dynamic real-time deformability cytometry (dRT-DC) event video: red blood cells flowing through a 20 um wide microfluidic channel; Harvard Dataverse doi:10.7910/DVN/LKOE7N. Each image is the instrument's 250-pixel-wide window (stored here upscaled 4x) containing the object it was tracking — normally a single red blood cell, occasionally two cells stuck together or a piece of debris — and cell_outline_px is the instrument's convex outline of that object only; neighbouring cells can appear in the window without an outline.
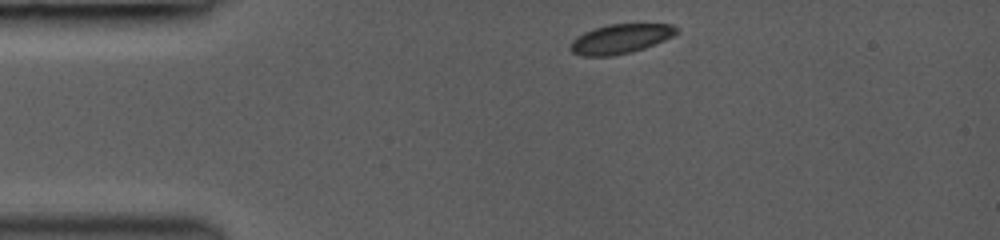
{"species": "common noctule bat (a hibernating species)", "species_latin": "Nyctalus noctula", "temperature_condition": "room temperature", "stored_images_in_passage": 13, "camera_frame_rate_fps": 3000, "um_per_image_px": 0.085, "animal": {"sex": "female", "body_mass_g": 19.0, "forearm_length_mm": 53.3}, "frame": {"image": 1, "passage_image": 1, "time_ms": 0.0, "image_size_px": [1000, 240], "cell_outline_px": [[680, 32], [676, 36], [644, 48], [632, 52], [612, 56], [580, 56], [572, 52], [568, 48], [568, 44], [572, 40], [584, 32], [608, 24], [672, 24]], "centroid_in_image_um": [52.74, 3.31], "position_along_channel_um": 32.3, "area_um2": 18.44}}
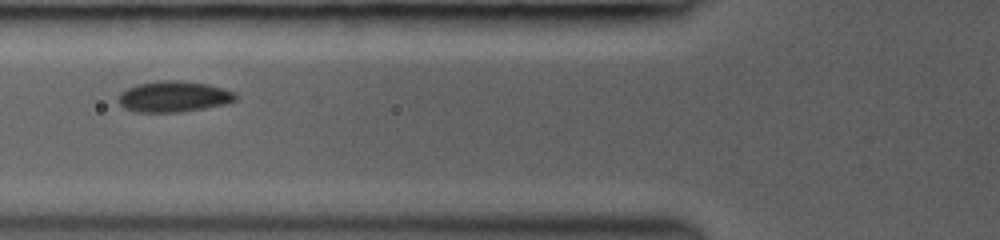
{"frame": {"image": 2, "passage_image": 8, "time_ms": 3.0, "image_size_px": [1000, 240], "cell_outline_px": [[240, 100], [228, 104], [180, 112], [136, 112], [124, 108], [120, 104], [120, 92], [136, 84], [164, 80], [180, 80], [208, 84], [224, 88], [236, 92], [240, 96]], "centroid_in_image_um": [14.87, 8.21], "position_along_channel_um": 110.9, "area_um2": 21.44}}
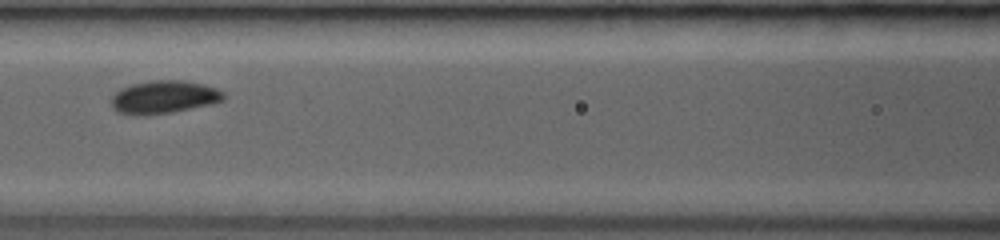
{"frame": {"image": 3, "passage_image": 11, "time_ms": 4.0, "image_size_px": [1000, 240], "cell_outline_px": [[224, 100], [212, 104], [172, 112], [148, 116], [132, 116], [116, 112], [112, 108], [112, 96], [120, 88], [132, 84], [152, 80], [184, 80], [204, 84], [216, 88], [224, 92]], "centroid_in_image_um": [13.91, 8.27], "position_along_channel_um": 152.7, "area_um2": 21.96}}